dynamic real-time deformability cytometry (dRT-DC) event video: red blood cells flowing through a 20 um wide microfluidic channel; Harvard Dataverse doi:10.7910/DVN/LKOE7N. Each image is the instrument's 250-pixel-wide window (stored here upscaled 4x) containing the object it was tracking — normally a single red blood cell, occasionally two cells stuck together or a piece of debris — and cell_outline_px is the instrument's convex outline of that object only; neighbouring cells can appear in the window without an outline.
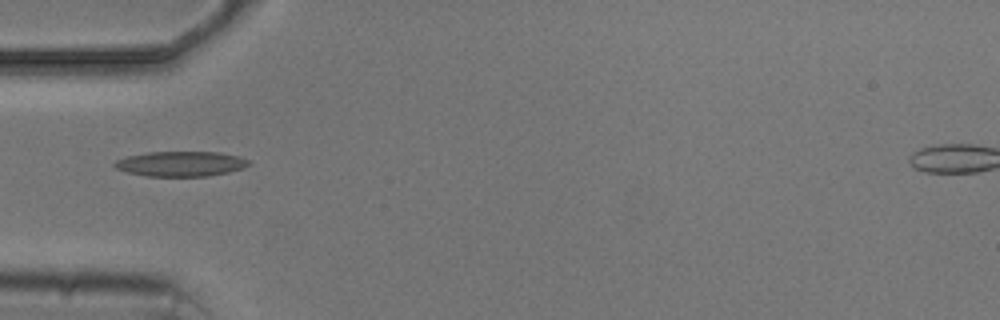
{"species": "common noctule bat (a hibernating species)", "species_latin": "Nyctalus noctula", "temperature_condition": "cold", "stored_images_in_passage": 4, "camera_frame_rate_fps": 3000, "um_per_image_px": 0.085, "animal": {"sex": "male", "body_mass_g": 20.5, "forearm_length_mm": 52.5}, "frame": {"image": 1, "passage_image": 4, "time_ms": 3.667, "image_size_px": [1000, 320], "cell_outline_px": [[252, 164], [244, 168], [228, 172], [208, 176], [148, 176], [128, 172], [116, 168], [112, 164], [116, 160], [128, 156], [148, 152], [220, 152], [240, 156], [248, 160]], "centroid_in_image_um": [15.41, 13.92], "position_along_channel_um": 69.6, "area_um2": 19.59}}